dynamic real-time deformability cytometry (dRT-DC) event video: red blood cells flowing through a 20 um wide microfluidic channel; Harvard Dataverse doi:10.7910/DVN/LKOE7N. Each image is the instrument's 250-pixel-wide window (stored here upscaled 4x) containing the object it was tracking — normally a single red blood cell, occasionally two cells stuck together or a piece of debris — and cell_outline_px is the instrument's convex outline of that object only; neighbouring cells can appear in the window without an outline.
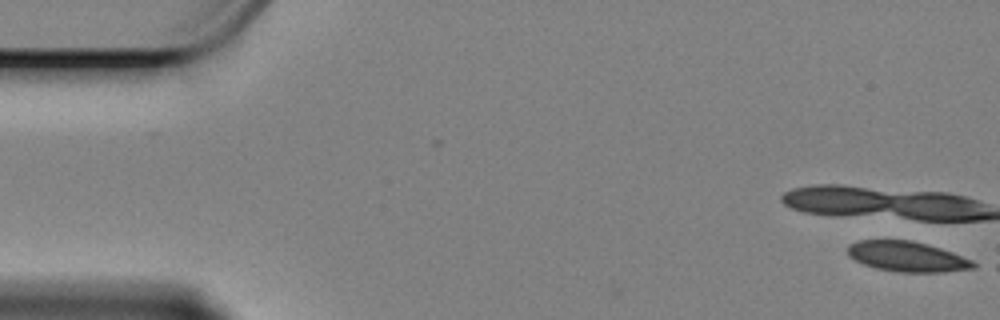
{"species": "Egyptian fruit bat (a non-hibernating species)", "species_latin": "Rousettus aegyptiacus", "temperature_condition": "cold", "stored_images_in_passage": 8, "camera_frame_rate_fps": 3000, "um_per_image_px": 0.085, "animal": {"sex": "female"}, "frame": {"image": 1, "passage_image": 1, "time_ms": 0.0, "image_size_px": [1000, 320], "cell_outline_px": [[980, 264], [976, 268], [944, 272], [900, 272], [876, 268], [864, 264], [848, 256], [848, 244], [860, 240], [912, 240], [940, 248], [952, 252], [972, 260]], "centroid_in_image_um": [77.15, 21.81], "position_along_channel_um": 7.9, "area_um2": 22.2}}